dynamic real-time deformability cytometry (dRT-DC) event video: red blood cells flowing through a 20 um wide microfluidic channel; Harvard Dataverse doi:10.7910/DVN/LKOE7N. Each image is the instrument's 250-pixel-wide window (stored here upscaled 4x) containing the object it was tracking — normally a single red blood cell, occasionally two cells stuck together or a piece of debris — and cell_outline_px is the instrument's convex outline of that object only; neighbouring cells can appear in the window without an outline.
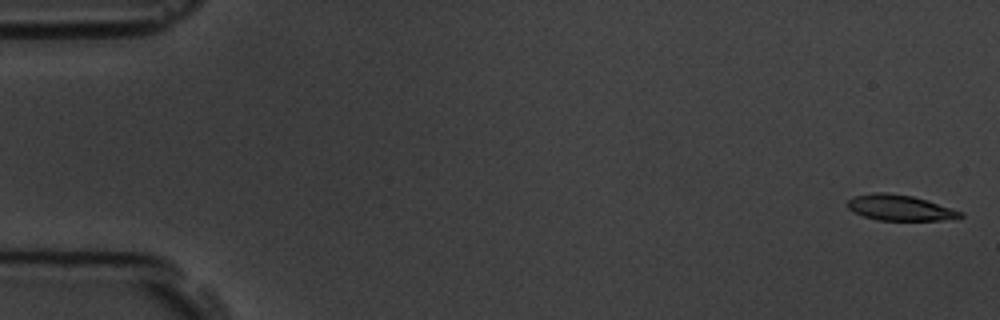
{"species": "common noctule bat (a hibernating species)", "species_latin": "Nyctalus noctula", "temperature_condition": "room temperature", "stored_images_in_passage": 7, "camera_frame_rate_fps": 3000, "um_per_image_px": 0.085, "animal": {"sex": "male", "body_mass_g": 19.5, "forearm_length_mm": 54.6}, "frame": {"image": 1, "passage_image": 1, "time_ms": 0.0, "image_size_px": [1000, 320], "cell_outline_px": [[964, 216], [940, 220], [876, 220], [864, 216], [848, 208], [848, 200], [856, 196], [876, 192], [888, 192], [912, 196], [928, 200], [964, 212]], "centroid_in_image_um": [76.52, 17.65], "position_along_channel_um": 8.5, "area_um2": 16.7}}
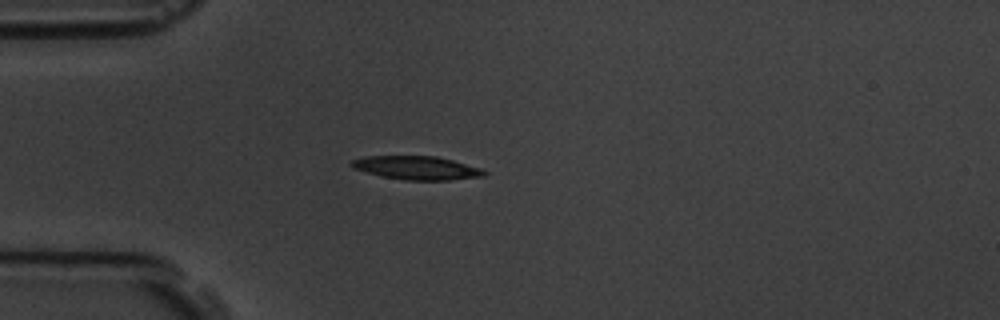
{"frame": {"image": 2, "passage_image": 5, "time_ms": 4.667, "image_size_px": [1000, 320], "cell_outline_px": [[488, 172], [484, 176], [448, 180], [404, 180], [384, 176], [352, 168], [348, 164], [352, 160], [364, 156], [436, 156], [452, 160], [480, 168]], "centroid_in_image_um": [35.41, 14.26], "position_along_channel_um": 49.6, "area_um2": 18.03}}
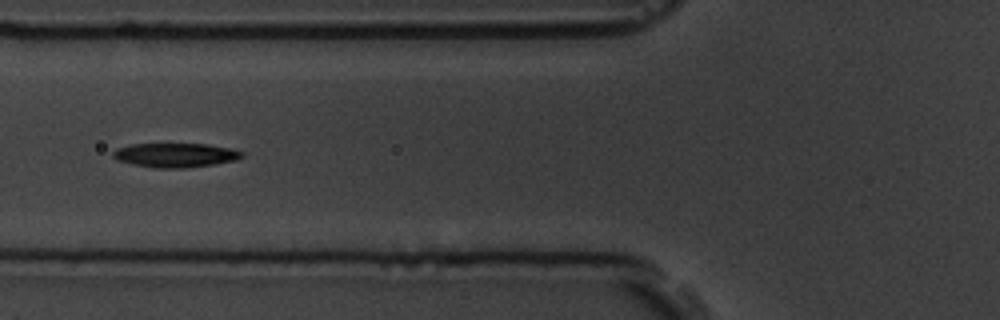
{"frame": {"image": 3, "passage_image": 7, "time_ms": 6.667, "image_size_px": [1000, 320], "cell_outline_px": [[244, 156], [236, 160], [212, 164], [184, 168], [156, 168], [132, 164], [116, 160], [112, 156], [112, 152], [116, 148], [132, 144], [208, 144], [232, 148], [244, 152]], "centroid_in_image_um": [14.9, 13.18], "position_along_channel_um": 110.9, "area_um2": 18.26}}